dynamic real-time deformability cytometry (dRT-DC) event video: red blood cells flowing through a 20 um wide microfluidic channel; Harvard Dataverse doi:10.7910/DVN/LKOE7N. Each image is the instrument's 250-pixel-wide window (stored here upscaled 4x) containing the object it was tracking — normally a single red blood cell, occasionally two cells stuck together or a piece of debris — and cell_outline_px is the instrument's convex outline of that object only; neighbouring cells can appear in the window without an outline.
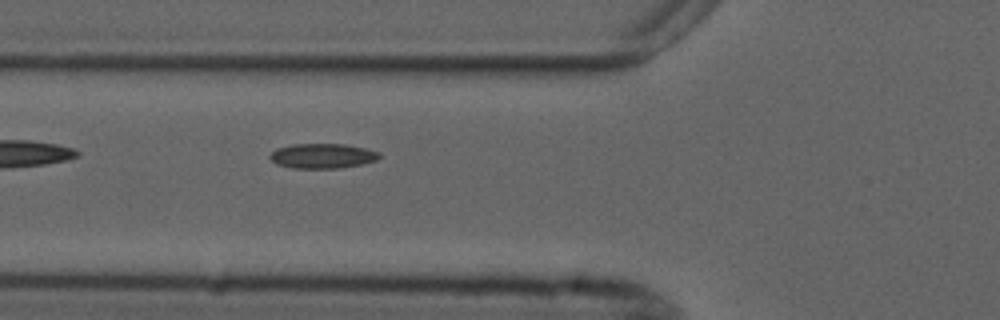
{"species": "common noctule bat (a hibernating species)", "species_latin": "Nyctalus noctula", "temperature_condition": "cold", "stored_images_in_passage": 6, "camera_frame_rate_fps": 3000, "um_per_image_px": 0.085, "animal": {"sex": "male", "forearm_length_mm": 52.5}, "frame": {"image": 1, "passage_image": 6, "time_ms": 6.0, "image_size_px": [1000, 320], "cell_outline_px": [[380, 156], [376, 160], [360, 164], [340, 168], [292, 168], [276, 164], [268, 156], [276, 148], [292, 144], [344, 144], [364, 148], [380, 152]], "centroid_in_image_um": [27.38, 13.25], "position_along_channel_um": 98.4, "area_um2": 15.78}}